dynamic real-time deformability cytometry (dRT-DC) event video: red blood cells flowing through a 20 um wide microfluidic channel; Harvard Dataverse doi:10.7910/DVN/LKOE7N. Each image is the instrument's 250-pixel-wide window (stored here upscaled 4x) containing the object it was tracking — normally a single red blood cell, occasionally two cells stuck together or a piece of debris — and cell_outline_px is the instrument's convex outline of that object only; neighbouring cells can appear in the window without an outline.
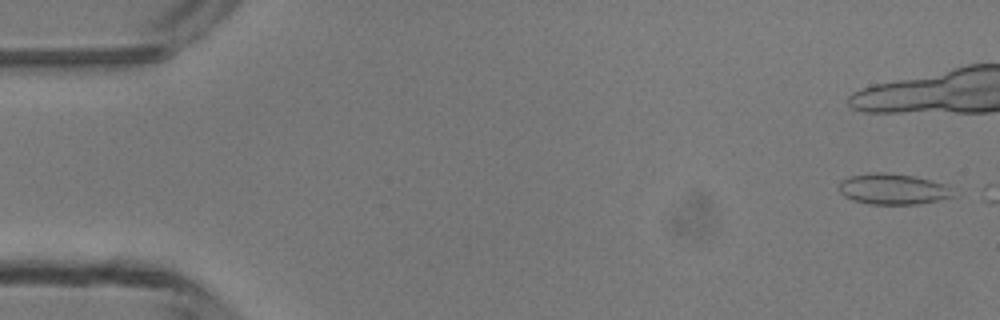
{"species": "common noctule bat (a hibernating species)", "species_latin": "Nyctalus noctula", "temperature_condition": "room temperature", "stored_images_in_passage": 5, "camera_frame_rate_fps": 3000, "um_per_image_px": 0.085, "animal": {"sex": "male", "body_mass_g": 13.3}, "frame": {"image": 1, "passage_image": 1, "time_ms": 0.0, "image_size_px": [1000, 320], "cell_outline_px": [[956, 196], [916, 204], [868, 204], [852, 200], [844, 196], [840, 192], [840, 180], [848, 176], [916, 176], [944, 184]], "centroid_in_image_um": [75.91, 16.13], "position_along_channel_um": 9.1, "area_um2": 19.31}}